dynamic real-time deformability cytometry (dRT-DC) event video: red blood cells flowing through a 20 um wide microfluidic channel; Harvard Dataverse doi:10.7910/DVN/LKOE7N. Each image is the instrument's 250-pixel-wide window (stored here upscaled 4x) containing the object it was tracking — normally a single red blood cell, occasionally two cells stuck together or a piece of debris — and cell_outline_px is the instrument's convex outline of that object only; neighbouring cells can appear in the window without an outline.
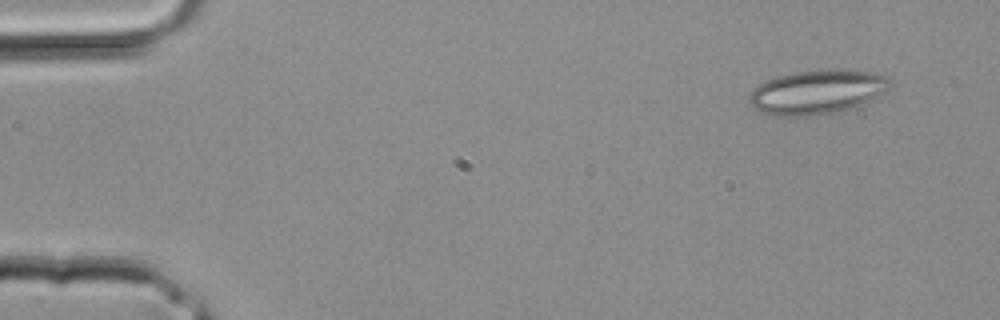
{"species": "common noctule bat (a hibernating species)", "species_latin": "Nyctalus noctula", "temperature_condition": "room temperature", "stored_images_in_passage": 3, "camera_frame_rate_fps": 3000, "um_per_image_px": 0.085, "animal": {"sex": "male", "body_mass_g": 20.4}, "frame": {"image": 1, "passage_image": 1, "time_ms": 0.0, "image_size_px": [1000, 320], "cell_outline_px": [[892, 84], [888, 92], [876, 100], [840, 112], [808, 116], [772, 116], [760, 112], [748, 104], [748, 96], [752, 88], [764, 80], [776, 76], [796, 72], [832, 68], [876, 72], [888, 76]], "centroid_in_image_um": [69.5, 7.82], "position_along_channel_um": 15.5, "area_um2": 37.63}}